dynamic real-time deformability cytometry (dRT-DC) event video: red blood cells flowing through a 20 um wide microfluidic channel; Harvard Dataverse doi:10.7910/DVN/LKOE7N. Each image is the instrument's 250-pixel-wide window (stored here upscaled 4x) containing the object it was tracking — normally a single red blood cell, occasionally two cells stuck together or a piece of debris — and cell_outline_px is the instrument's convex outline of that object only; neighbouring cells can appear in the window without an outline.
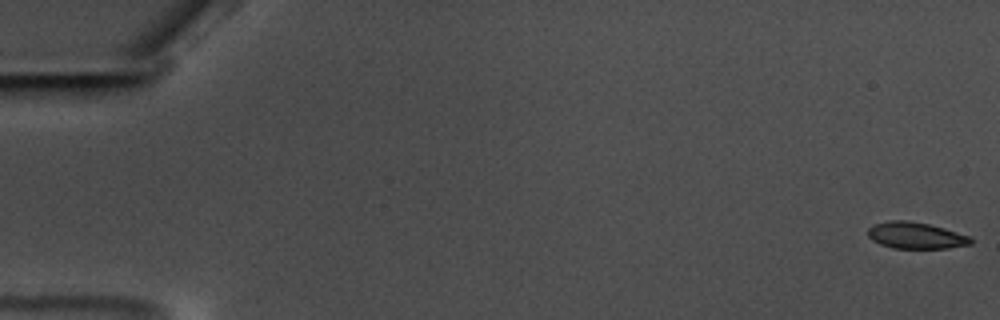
{"species": "common noctule bat (a hibernating species)", "species_latin": "Nyctalus noctula", "temperature_condition": "warm", "stored_images_in_passage": 59, "camera_frame_rate_fps": 3000, "um_per_image_px": 0.085, "animal": {"sex": "male", "body_mass_g": 17.5, "forearm_length_mm": 52.3}, "frame": {"image": 1, "passage_image": 1, "time_ms": 0.0, "image_size_px": [1000, 320], "cell_outline_px": [[972, 244], [948, 248], [892, 248], [880, 244], [872, 240], [868, 236], [868, 228], [872, 224], [888, 220], [908, 220], [928, 224], [944, 228], [968, 236], [972, 240]], "centroid_in_image_um": [77.79, 20.01], "position_along_channel_um": 7.2, "area_um2": 15.9}}
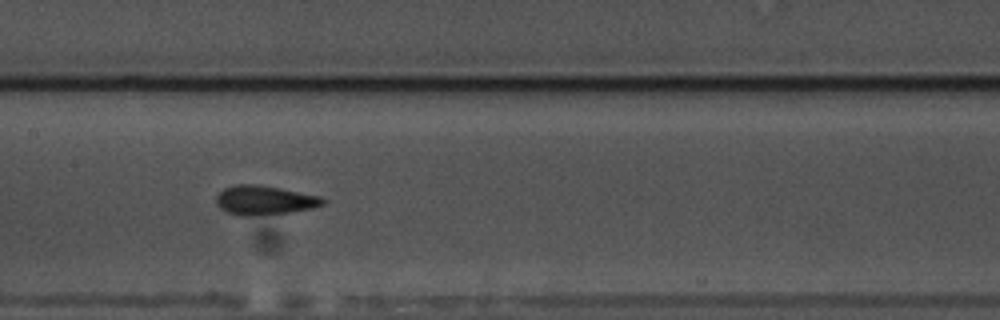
{"frame": {"image": 2, "passage_image": 30, "time_ms": 9.667, "image_size_px": [1000, 320], "cell_outline_px": [[324, 204], [312, 208], [288, 212], [248, 216], [240, 216], [228, 212], [220, 208], [216, 204], [216, 196], [224, 188], [236, 184], [256, 184], [280, 188], [320, 196], [324, 200]], "centroid_in_image_um": [22.44, 17.01], "position_along_channel_um": 185.0, "area_um2": 17.98}}
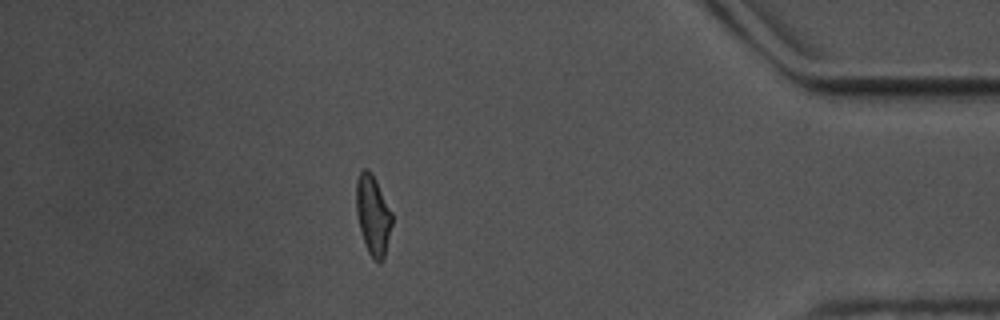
{"frame": {"image": 3, "passage_image": 52, "time_ms": 17.0, "image_size_px": [1000, 320], "cell_outline_px": [[392, 224], [384, 260], [380, 264], [368, 252], [360, 228], [356, 212], [356, 180], [360, 172], [364, 168], [368, 168], [372, 172], [392, 212]], "centroid_in_image_um": [31.71, 18.26], "position_along_channel_um": 403.5, "area_um2": 16.65}, "authors_computed_cell_mechanics": {"area_um2": 17.051, "velocity_mm_per_s": 3.5335, "shape_relaxation_time_tau1_ms": 4.8388, "shape_relaxation_time_tau2_ms": 1.6172, "deformation_change_tau1": 0.1532, "deformation_change_tau2": 0.0664}}